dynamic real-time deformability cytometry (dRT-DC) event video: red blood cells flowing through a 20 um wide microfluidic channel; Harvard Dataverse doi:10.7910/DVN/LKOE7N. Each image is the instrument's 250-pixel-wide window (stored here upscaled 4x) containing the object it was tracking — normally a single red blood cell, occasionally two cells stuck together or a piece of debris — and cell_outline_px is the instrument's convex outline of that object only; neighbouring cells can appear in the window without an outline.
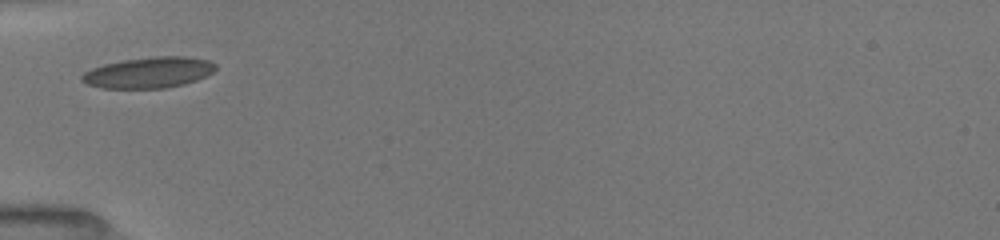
{"species": "common noctule bat (a hibernating species)", "species_latin": "Nyctalus noctula", "temperature_condition": "room temperature", "stored_images_in_passage": 2, "camera_frame_rate_fps": 3000, "um_per_image_px": 0.085, "animal": {"sex": "female", "body_mass_g": 19.5, "forearm_length_mm": 54.1}, "frame": {"image": 1, "passage_image": 1, "time_ms": 0.0, "image_size_px": [1000, 240], "cell_outline_px": [[216, 68], [212, 72], [196, 80], [184, 84], [164, 88], [100, 88], [88, 84], [80, 80], [80, 76], [84, 72], [92, 68], [104, 64], [124, 60], [156, 56], [192, 56], [208, 60], [216, 64]], "centroid_in_image_um": [12.64, 6.16], "position_along_channel_um": 72.4, "area_um2": 24.1}}